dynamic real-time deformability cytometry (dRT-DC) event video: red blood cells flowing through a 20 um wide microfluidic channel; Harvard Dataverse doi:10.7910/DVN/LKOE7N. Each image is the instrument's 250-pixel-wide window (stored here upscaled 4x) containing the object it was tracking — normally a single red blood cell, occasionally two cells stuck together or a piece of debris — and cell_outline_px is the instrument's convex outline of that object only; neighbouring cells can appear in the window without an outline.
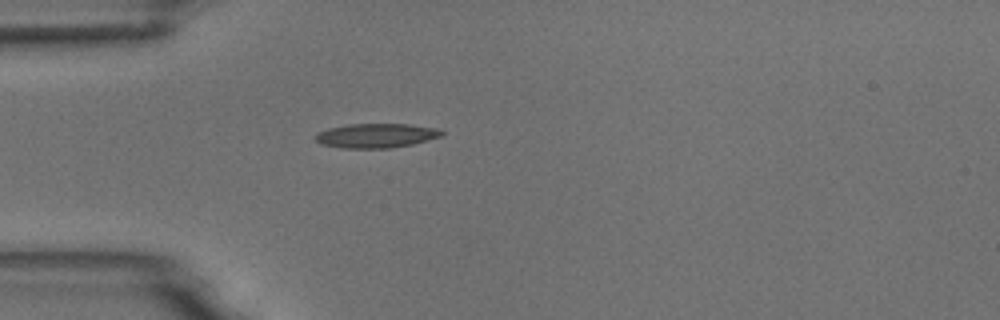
{"species": "common noctule bat (a hibernating species)", "species_latin": "Nyctalus noctula", "temperature_condition": "room temperature", "stored_images_in_passage": 1, "camera_frame_rate_fps": 3000, "um_per_image_px": 0.085, "animal": {"sex": "male", "body_mass_g": 18.8}, "frame": {"image": 1, "passage_image": 1, "time_ms": 0.0, "image_size_px": [1000, 320], "cell_outline_px": [[444, 136], [412, 144], [392, 148], [340, 148], [320, 144], [316, 140], [316, 132], [328, 128], [348, 124], [408, 124], [436, 128], [444, 132]], "centroid_in_image_um": [31.97, 11.53], "position_along_channel_um": 53.0, "area_um2": 18.03}}